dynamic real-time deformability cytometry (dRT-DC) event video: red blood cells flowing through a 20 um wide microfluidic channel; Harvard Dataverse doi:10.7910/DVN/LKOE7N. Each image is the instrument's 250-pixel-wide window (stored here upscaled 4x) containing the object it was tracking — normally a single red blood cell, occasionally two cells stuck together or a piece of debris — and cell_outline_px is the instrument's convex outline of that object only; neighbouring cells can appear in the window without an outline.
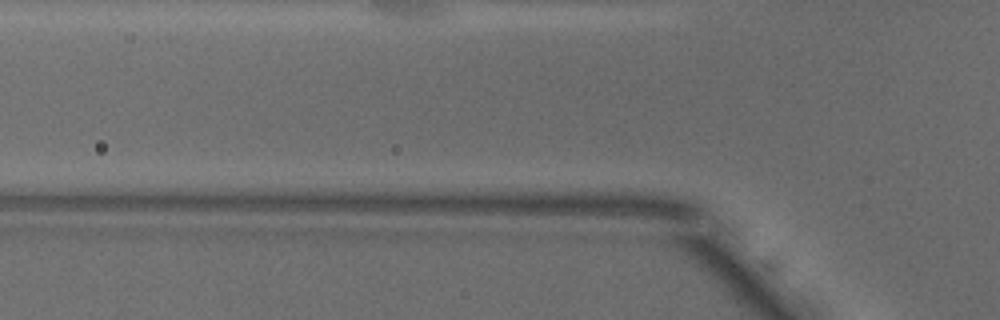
{"species": "common noctule bat (a hibernating species)", "species_latin": "Nyctalus noctula", "temperature_condition": "warm", "stored_images_in_passage": 5, "camera_frame_rate_fps": 3000, "um_per_image_px": 0.085, "animal": {"sex": "male", "body_mass_g": 18.8}, "frame": {"image": 1, "passage_image": 2, "time_ms": 0.333, "image_size_px": [1000, 320], "cell_outline_px": [[764, 292], [756, 288], [668, 232], [700, 232], [724, 244], [740, 260], [764, 288]], "centroid_in_image_um": [61.07, 21.68], "position_along_channel_um": 64.7, "area_um2": 10.52}}